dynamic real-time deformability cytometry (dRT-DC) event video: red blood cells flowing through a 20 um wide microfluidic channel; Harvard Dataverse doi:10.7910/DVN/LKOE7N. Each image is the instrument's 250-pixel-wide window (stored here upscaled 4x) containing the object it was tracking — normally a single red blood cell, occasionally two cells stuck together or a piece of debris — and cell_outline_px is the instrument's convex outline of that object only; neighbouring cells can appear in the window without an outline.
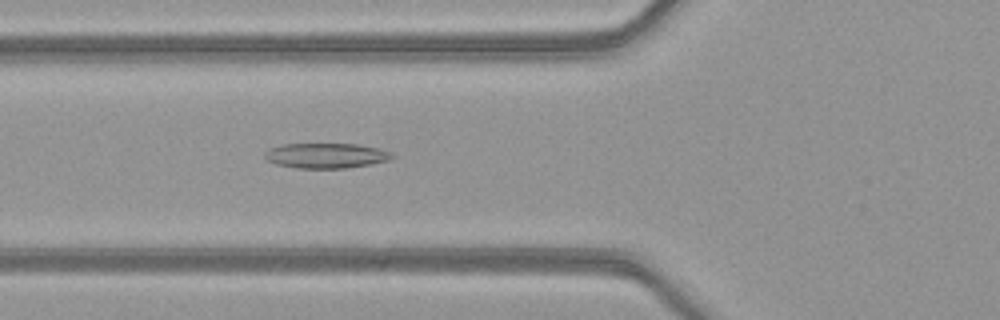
{"species": "common noctule bat (a hibernating species)", "species_latin": "Nyctalus noctula", "temperature_condition": "warm", "stored_images_in_passage": 38, "camera_frame_rate_fps": 3000, "um_per_image_px": 0.085, "animal": {"sex": "female", "body_mass_g": 21.9}, "frame": {"image": 1, "passage_image": 7, "time_ms": 2.0, "image_size_px": [1000, 320], "cell_outline_px": [[396, 156], [388, 160], [372, 164], [348, 168], [296, 168], [276, 164], [268, 160], [264, 156], [264, 152], [268, 148], [284, 144], [360, 144], [380, 148], [392, 152]], "centroid_in_image_um": [27.75, 13.22], "position_along_channel_um": 98.1, "area_um2": 18.84}}
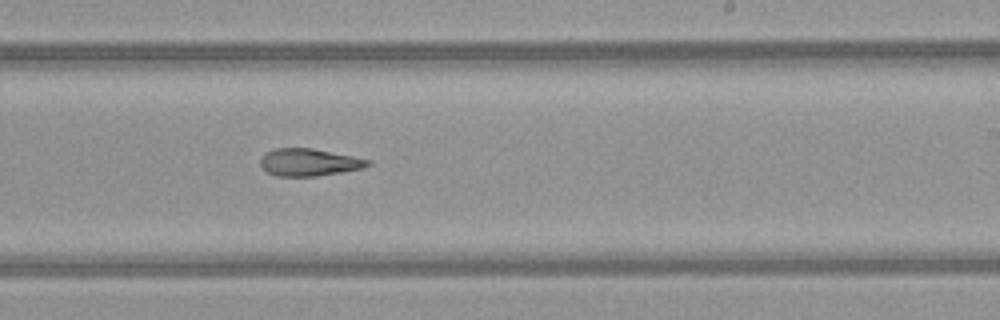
{"frame": {"image": 2, "passage_image": 19, "time_ms": 6.0, "image_size_px": [1000, 320], "cell_outline_px": [[372, 164], [364, 168], [316, 176], [276, 176], [268, 172], [260, 164], [260, 156], [264, 152], [276, 148], [312, 148], [372, 160]], "centroid_in_image_um": [26.26, 13.79], "position_along_channel_um": 262.7, "area_um2": 17.17}}
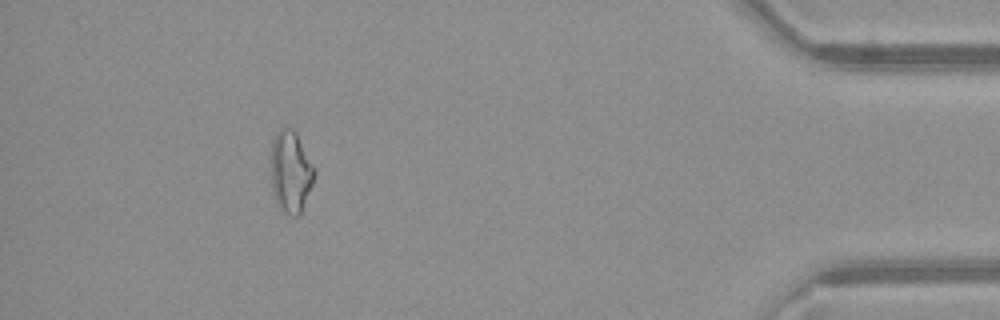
{"frame": {"image": 3, "passage_image": 34, "time_ms": 11.0, "image_size_px": [1000, 320], "cell_outline_px": [[316, 172], [312, 184], [300, 216], [292, 216], [280, 212], [276, 204], [272, 188], [272, 140], [276, 132], [280, 128], [292, 128], [296, 132], [316, 168]], "centroid_in_image_um": [24.72, 14.63], "position_along_channel_um": 410.5, "area_um2": 20.98}, "authors_computed_cell_mechanics": {"area_um2": 18.1492, "velocity_mm_per_s": 4.1075, "shape_relaxation_time_tau1_ms": null, "shape_relaxation_time_tau2_ms": 5.0389, "deformation_change_tau1": null, "deformation_change_tau2": 0.1665}}